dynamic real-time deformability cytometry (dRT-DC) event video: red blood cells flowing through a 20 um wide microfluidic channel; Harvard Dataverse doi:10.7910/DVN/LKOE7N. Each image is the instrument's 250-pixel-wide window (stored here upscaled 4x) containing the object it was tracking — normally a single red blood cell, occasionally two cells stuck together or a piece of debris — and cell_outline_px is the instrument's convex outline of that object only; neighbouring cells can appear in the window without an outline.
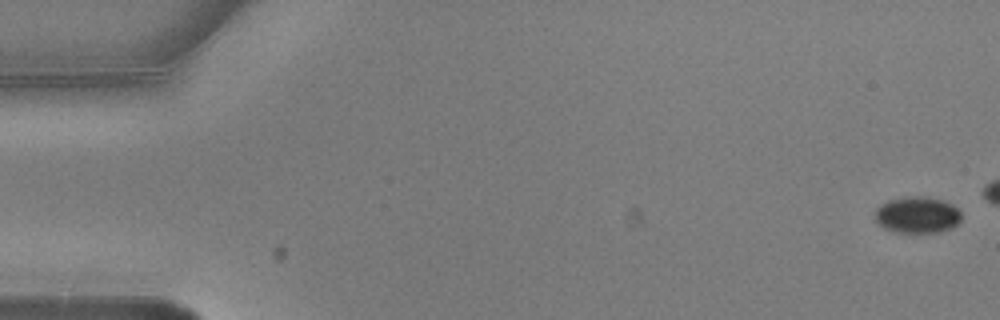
{"species": "common noctule bat (a hibernating species)", "species_latin": "Nyctalus noctula", "temperature_condition": "warm", "stored_images_in_passage": 2, "camera_frame_rate_fps": 3000, "um_per_image_px": 0.085, "animal": {"sex": "male", "body_mass_g": 20.5, "forearm_length_mm": 52.5}, "frame": {"image": 1, "passage_image": 1, "time_ms": 0.0, "image_size_px": [1000, 320], "cell_outline_px": [[960, 220], [952, 228], [936, 232], [896, 232], [884, 228], [876, 220], [876, 208], [880, 204], [888, 200], [904, 196], [924, 196], [944, 200], [952, 204], [960, 212]], "centroid_in_image_um": [77.96, 18.24], "position_along_channel_um": 7.0, "area_um2": 18.32}}